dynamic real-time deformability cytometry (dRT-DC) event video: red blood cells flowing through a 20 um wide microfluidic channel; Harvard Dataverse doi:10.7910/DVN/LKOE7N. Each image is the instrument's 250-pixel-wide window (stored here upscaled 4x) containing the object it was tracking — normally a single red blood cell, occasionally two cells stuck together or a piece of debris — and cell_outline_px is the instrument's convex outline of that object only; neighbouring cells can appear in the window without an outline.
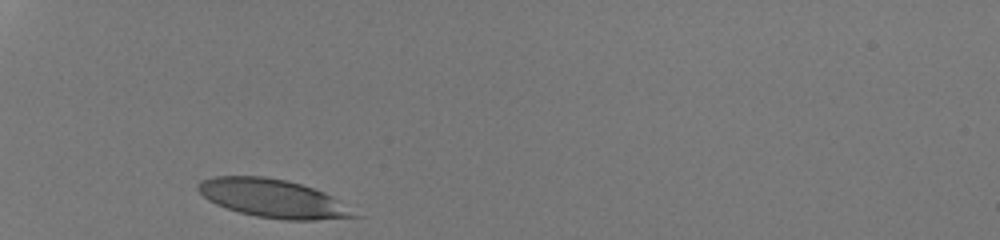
{"species": "human", "species_latin": "Homo sapiens", "temperature_condition": "room temperature", "stored_images_in_passage": 27, "camera_frame_rate_fps": 3000, "um_per_image_px": 0.085, "donor": {"sex": "male"}, "frame": {"image": 1, "passage_image": 1, "time_ms": 0.0, "image_size_px": [1000, 240], "cell_outline_px": [[364, 216], [316, 220], [284, 220], [256, 216], [240, 212], [216, 204], [208, 200], [196, 188], [196, 184], [200, 180], [216, 176], [264, 176], [288, 180], [324, 192], [332, 196]], "centroid_in_image_um": [23.22, 16.86], "position_along_channel_um": 61.8, "area_um2": 34.91}}
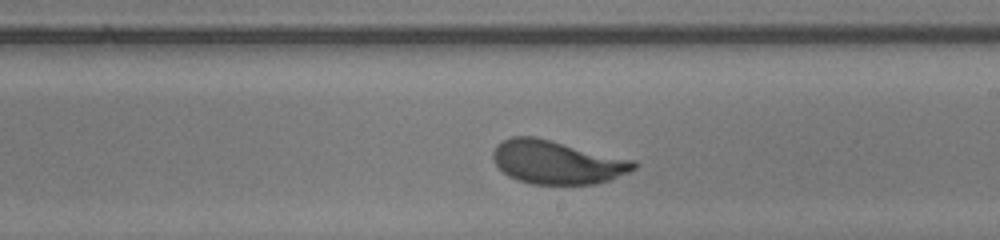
{"frame": {"image": 2, "passage_image": 16, "time_ms": 5.0, "image_size_px": [1000, 240], "cell_outline_px": [[636, 168], [628, 172], [608, 180], [596, 184], [532, 184], [516, 180], [508, 176], [492, 160], [492, 152], [496, 144], [512, 136], [536, 136], [636, 160]], "centroid_in_image_um": [47.33, 13.77], "position_along_channel_um": 241.7, "area_um2": 35.89}}
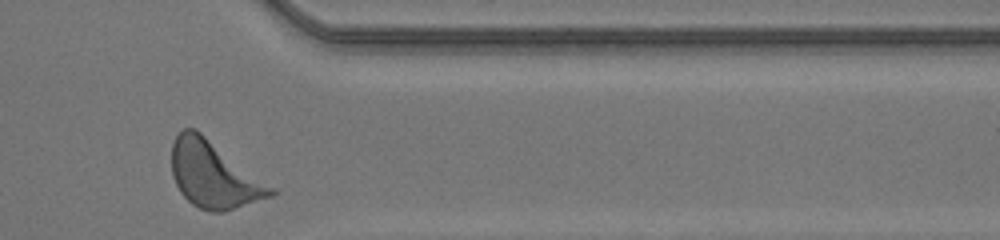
{"frame": {"image": 3, "passage_image": 27, "time_ms": 8.667, "image_size_px": [1000, 240], "cell_outline_px": [[280, 192], [272, 196], [224, 212], [212, 212], [200, 208], [192, 204], [180, 192], [172, 176], [172, 144], [176, 136], [184, 128], [196, 128], [276, 188]], "centroid_in_image_um": [18.2, 14.84], "position_along_channel_um": 393.2, "area_um2": 38.67}, "authors_computed_cell_mechanics": {"area_um2": 35.3736, "velocity_mm_per_s": 4.181, "shape_relaxation_time_tau1_ms": 1.6774, "shape_relaxation_time_tau2_ms": null, "deformation_change_tau1": 0.1204, "deformation_change_tau2": null}}